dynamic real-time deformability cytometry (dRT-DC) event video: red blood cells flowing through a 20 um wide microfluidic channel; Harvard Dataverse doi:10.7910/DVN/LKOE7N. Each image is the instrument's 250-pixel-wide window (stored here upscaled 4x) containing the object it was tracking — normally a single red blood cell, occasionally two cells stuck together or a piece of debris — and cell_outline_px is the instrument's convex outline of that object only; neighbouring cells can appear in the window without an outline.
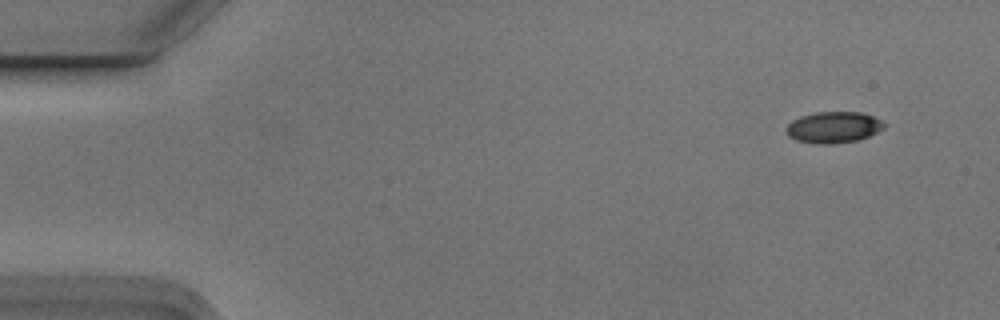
{"species": "Egyptian fruit bat (a non-hibernating species)", "species_latin": "Rousettus aegyptiacus", "temperature_condition": "cold", "stored_images_in_passage": 5, "camera_frame_rate_fps": 3000, "um_per_image_px": 0.085, "animal": {"sex": "male"}, "frame": {"image": 1, "passage_image": 2, "time_ms": 0.333, "image_size_px": [1000, 320], "cell_outline_px": [[884, 128], [868, 136], [856, 140], [832, 144], [816, 144], [796, 140], [788, 136], [784, 132], [784, 128], [792, 120], [800, 116], [816, 112], [860, 112], [872, 116], [880, 120], [884, 124]], "centroid_in_image_um": [70.78, 10.82], "position_along_channel_um": 14.2, "area_um2": 17.86}}
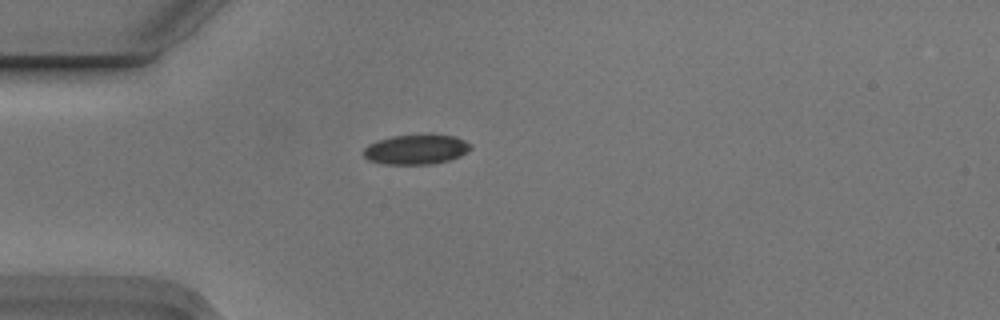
{"frame": {"image": 2, "passage_image": 5, "time_ms": 1.333, "image_size_px": [1000, 320], "cell_outline_px": [[472, 148], [460, 156], [448, 160], [432, 164], [384, 164], [368, 160], [364, 156], [364, 148], [368, 144], [376, 140], [392, 136], [452, 136], [464, 140], [472, 144]], "centroid_in_image_um": [35.34, 12.72], "position_along_channel_um": 49.7, "area_um2": 18.26}}